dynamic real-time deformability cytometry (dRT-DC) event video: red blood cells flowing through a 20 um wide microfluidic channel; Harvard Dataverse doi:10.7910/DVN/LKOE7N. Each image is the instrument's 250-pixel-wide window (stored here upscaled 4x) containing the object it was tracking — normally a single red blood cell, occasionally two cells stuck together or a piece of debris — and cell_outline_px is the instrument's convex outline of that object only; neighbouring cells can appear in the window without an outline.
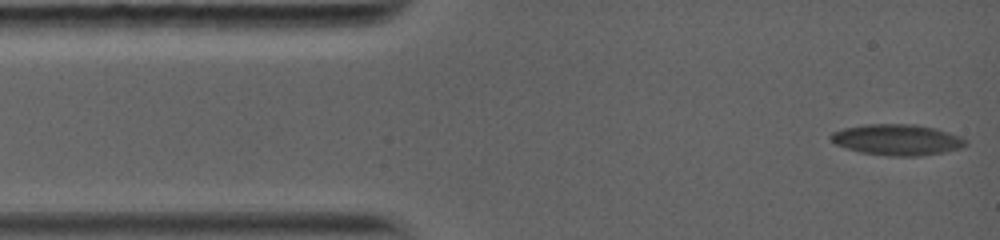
{"species": "common noctule bat (a hibernating species)", "species_latin": "Nyctalus noctula", "temperature_condition": "warm", "stored_images_in_passage": 51, "camera_frame_rate_fps": 5000, "um_per_image_px": 0.085, "animal": {"sex": "female", "body_mass_g": 19.0, "forearm_length_mm": 56.7}, "frame": {"image": 1, "passage_image": 1, "time_ms": 0.0, "image_size_px": [1000, 240], "cell_outline_px": [[968, 144], [960, 148], [944, 152], [920, 156], [888, 156], [860, 152], [836, 144], [828, 140], [828, 136], [832, 132], [844, 128], [864, 124], [916, 124], [936, 128], [960, 136], [968, 140]], "centroid_in_image_um": [76.25, 11.87], "position_along_channel_um": 8.7, "area_um2": 24.57}}
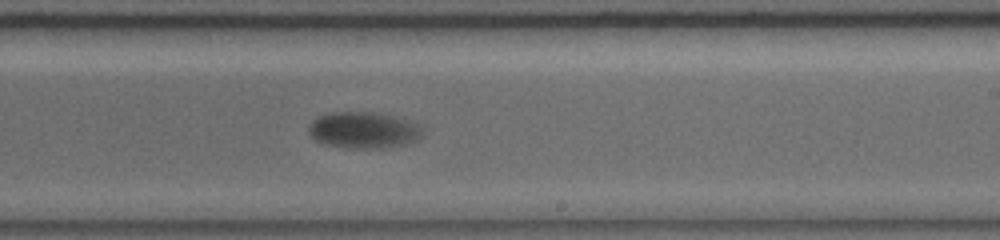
{"frame": {"image": 2, "passage_image": 15, "time_ms": 8.2, "image_size_px": [1000, 240], "cell_outline_px": [[424, 132], [420, 140], [412, 144], [384, 148], [348, 148], [324, 144], [316, 140], [312, 136], [308, 128], [320, 116], [348, 112], [384, 116], [400, 120], [412, 124], [420, 128]], "centroid_in_image_um": [30.93, 11.15], "position_along_channel_um": 258.1, "area_um2": 22.95}}
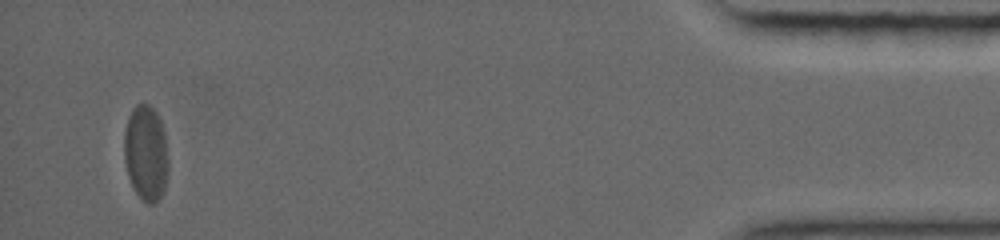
{"frame": {"image": 3, "passage_image": 44, "time_ms": 15.0, "image_size_px": [1000, 240], "cell_outline_px": [[164, 188], [160, 196], [152, 204], [148, 204], [136, 192], [128, 176], [124, 156], [124, 136], [128, 120], [132, 112], [140, 104], [144, 104], [156, 116], [160, 124], [164, 136]], "centroid_in_image_um": [12.32, 13.07], "position_along_channel_um": 422.9, "area_um2": 22.54}, "authors_computed_cell_mechanics": {"area_um2": 22.542, "velocity_mm_per_s": 3.9085, "shape_relaxation_time_tau1_ms": 3.0035, "shape_relaxation_time_tau2_ms": null, "deformation_change_tau1": 0.1388, "deformation_change_tau2": null}}